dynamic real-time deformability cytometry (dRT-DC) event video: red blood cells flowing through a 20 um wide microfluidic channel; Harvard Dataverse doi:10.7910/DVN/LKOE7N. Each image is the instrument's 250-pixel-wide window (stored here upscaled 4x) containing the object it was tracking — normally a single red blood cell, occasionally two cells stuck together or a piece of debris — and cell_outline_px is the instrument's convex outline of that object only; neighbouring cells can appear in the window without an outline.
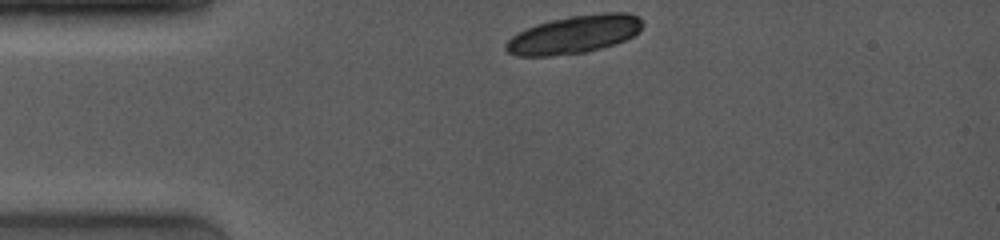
{"species": "common noctule bat (a hibernating species)", "species_latin": "Nyctalus noctula", "temperature_condition": "room temperature", "stored_images_in_passage": 8, "camera_frame_rate_fps": 4000, "um_per_image_px": 0.085, "animal": {"sex": "female", "body_mass_g": 19.0, "forearm_length_mm": 53.3}, "frame": {"image": 1, "passage_image": 1, "time_ms": 0.0, "image_size_px": [1000, 240], "cell_outline_px": [[644, 24], [640, 32], [624, 40], [600, 48], [584, 52], [552, 56], [516, 56], [508, 52], [504, 48], [504, 44], [516, 32], [536, 24], [552, 20], [572, 16], [604, 12], [628, 12], [640, 16]], "centroid_in_image_um": [48.81, 2.92], "position_along_channel_um": 36.2, "area_um2": 30.4}}